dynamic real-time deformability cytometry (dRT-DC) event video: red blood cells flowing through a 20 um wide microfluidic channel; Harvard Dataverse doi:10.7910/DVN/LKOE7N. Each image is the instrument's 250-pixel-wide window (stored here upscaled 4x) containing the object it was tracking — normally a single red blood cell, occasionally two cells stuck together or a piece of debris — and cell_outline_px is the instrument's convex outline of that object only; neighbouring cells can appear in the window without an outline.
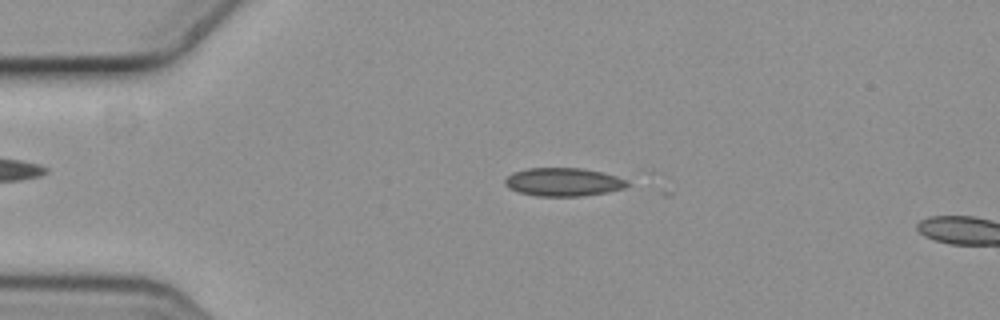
{"species": "common noctule bat (a hibernating species)", "species_latin": "Nyctalus noctula", "temperature_condition": "cold", "stored_images_in_passage": 4, "camera_frame_rate_fps": 3000, "um_per_image_px": 0.085, "animal": {"sex": "female", "body_mass_g": 19.3, "forearm_length_mm": 54.1}, "frame": {"image": 1, "passage_image": 3, "time_ms": 0.667, "image_size_px": [1000, 320], "cell_outline_px": [[628, 184], [624, 188], [604, 192], [580, 196], [536, 196], [520, 192], [508, 188], [504, 184], [504, 180], [512, 172], [528, 168], [580, 168], [600, 172], [616, 176], [628, 180]], "centroid_in_image_um": [47.84, 15.46], "position_along_channel_um": 37.2, "area_um2": 20.0}}